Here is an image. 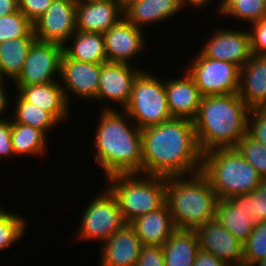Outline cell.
<instances>
[{"mask_svg":"<svg viewBox=\"0 0 266 266\" xmlns=\"http://www.w3.org/2000/svg\"><path fill=\"white\" fill-rule=\"evenodd\" d=\"M142 174L173 177L201 172L194 121L173 118L141 129Z\"/></svg>","mask_w":266,"mask_h":266,"instance_id":"obj_1","label":"cell"},{"mask_svg":"<svg viewBox=\"0 0 266 266\" xmlns=\"http://www.w3.org/2000/svg\"><path fill=\"white\" fill-rule=\"evenodd\" d=\"M107 105L103 104L95 128L94 162L102 167L105 178L120 174H142L141 129L132 124L133 121L124 110L119 111Z\"/></svg>","mask_w":266,"mask_h":266,"instance_id":"obj_2","label":"cell"},{"mask_svg":"<svg viewBox=\"0 0 266 266\" xmlns=\"http://www.w3.org/2000/svg\"><path fill=\"white\" fill-rule=\"evenodd\" d=\"M249 111L238 93L203 96L193 120L201 152L233 148L247 134Z\"/></svg>","mask_w":266,"mask_h":266,"instance_id":"obj_3","label":"cell"},{"mask_svg":"<svg viewBox=\"0 0 266 266\" xmlns=\"http://www.w3.org/2000/svg\"><path fill=\"white\" fill-rule=\"evenodd\" d=\"M219 199L201 173L166 177V201L176 229L195 230L215 219Z\"/></svg>","mask_w":266,"mask_h":266,"instance_id":"obj_4","label":"cell"},{"mask_svg":"<svg viewBox=\"0 0 266 266\" xmlns=\"http://www.w3.org/2000/svg\"><path fill=\"white\" fill-rule=\"evenodd\" d=\"M201 173L219 200L252 193L264 180L234 148H215L202 155Z\"/></svg>","mask_w":266,"mask_h":266,"instance_id":"obj_5","label":"cell"},{"mask_svg":"<svg viewBox=\"0 0 266 266\" xmlns=\"http://www.w3.org/2000/svg\"><path fill=\"white\" fill-rule=\"evenodd\" d=\"M105 185L117 199L123 219L136 217L161 208L166 201V177L145 174L112 175Z\"/></svg>","mask_w":266,"mask_h":266,"instance_id":"obj_6","label":"cell"},{"mask_svg":"<svg viewBox=\"0 0 266 266\" xmlns=\"http://www.w3.org/2000/svg\"><path fill=\"white\" fill-rule=\"evenodd\" d=\"M142 70L133 82L129 102L123 109L139 129L173 119L166 98L165 81Z\"/></svg>","mask_w":266,"mask_h":266,"instance_id":"obj_7","label":"cell"},{"mask_svg":"<svg viewBox=\"0 0 266 266\" xmlns=\"http://www.w3.org/2000/svg\"><path fill=\"white\" fill-rule=\"evenodd\" d=\"M104 187L102 192L100 190L101 194H97L84 208L77 232L78 240H97L102 244L126 224L117 199Z\"/></svg>","mask_w":266,"mask_h":266,"instance_id":"obj_8","label":"cell"},{"mask_svg":"<svg viewBox=\"0 0 266 266\" xmlns=\"http://www.w3.org/2000/svg\"><path fill=\"white\" fill-rule=\"evenodd\" d=\"M191 60L184 70L194 79L203 96L238 93L239 66L205 57L199 51Z\"/></svg>","mask_w":266,"mask_h":266,"instance_id":"obj_9","label":"cell"},{"mask_svg":"<svg viewBox=\"0 0 266 266\" xmlns=\"http://www.w3.org/2000/svg\"><path fill=\"white\" fill-rule=\"evenodd\" d=\"M62 56V45L36 40L31 45L22 70L13 83L15 86H27L59 81Z\"/></svg>","mask_w":266,"mask_h":266,"instance_id":"obj_10","label":"cell"},{"mask_svg":"<svg viewBox=\"0 0 266 266\" xmlns=\"http://www.w3.org/2000/svg\"><path fill=\"white\" fill-rule=\"evenodd\" d=\"M74 0H53L47 10L33 23L38 41L65 45L76 32Z\"/></svg>","mask_w":266,"mask_h":266,"instance_id":"obj_11","label":"cell"},{"mask_svg":"<svg viewBox=\"0 0 266 266\" xmlns=\"http://www.w3.org/2000/svg\"><path fill=\"white\" fill-rule=\"evenodd\" d=\"M101 69L102 63L72 60L63 53L59 81L69 106L72 95L81 101H96Z\"/></svg>","mask_w":266,"mask_h":266,"instance_id":"obj_12","label":"cell"},{"mask_svg":"<svg viewBox=\"0 0 266 266\" xmlns=\"http://www.w3.org/2000/svg\"><path fill=\"white\" fill-rule=\"evenodd\" d=\"M247 31V32H246ZM199 52L208 58L226 61L242 68L251 58V43L249 29L215 28Z\"/></svg>","mask_w":266,"mask_h":266,"instance_id":"obj_13","label":"cell"},{"mask_svg":"<svg viewBox=\"0 0 266 266\" xmlns=\"http://www.w3.org/2000/svg\"><path fill=\"white\" fill-rule=\"evenodd\" d=\"M141 71V67L130 64L102 63L96 101H111L112 104L121 105L123 110L129 102L133 82Z\"/></svg>","mask_w":266,"mask_h":266,"instance_id":"obj_14","label":"cell"},{"mask_svg":"<svg viewBox=\"0 0 266 266\" xmlns=\"http://www.w3.org/2000/svg\"><path fill=\"white\" fill-rule=\"evenodd\" d=\"M108 62L132 65V60L143 53L146 35L125 17L103 33Z\"/></svg>","mask_w":266,"mask_h":266,"instance_id":"obj_15","label":"cell"},{"mask_svg":"<svg viewBox=\"0 0 266 266\" xmlns=\"http://www.w3.org/2000/svg\"><path fill=\"white\" fill-rule=\"evenodd\" d=\"M199 249L212 253L228 266H243V244L216 219L195 229Z\"/></svg>","mask_w":266,"mask_h":266,"instance_id":"obj_16","label":"cell"},{"mask_svg":"<svg viewBox=\"0 0 266 266\" xmlns=\"http://www.w3.org/2000/svg\"><path fill=\"white\" fill-rule=\"evenodd\" d=\"M100 246L99 266H136L143 245L134 228L126 223Z\"/></svg>","mask_w":266,"mask_h":266,"instance_id":"obj_17","label":"cell"},{"mask_svg":"<svg viewBox=\"0 0 266 266\" xmlns=\"http://www.w3.org/2000/svg\"><path fill=\"white\" fill-rule=\"evenodd\" d=\"M184 77H183V76ZM181 78H165L168 107L173 118L194 120L198 114L203 95L194 79L186 71Z\"/></svg>","mask_w":266,"mask_h":266,"instance_id":"obj_18","label":"cell"},{"mask_svg":"<svg viewBox=\"0 0 266 266\" xmlns=\"http://www.w3.org/2000/svg\"><path fill=\"white\" fill-rule=\"evenodd\" d=\"M124 17V11L115 0L76 4V31L107 32Z\"/></svg>","mask_w":266,"mask_h":266,"instance_id":"obj_19","label":"cell"},{"mask_svg":"<svg viewBox=\"0 0 266 266\" xmlns=\"http://www.w3.org/2000/svg\"><path fill=\"white\" fill-rule=\"evenodd\" d=\"M239 97L249 108L266 107V55H254L240 70Z\"/></svg>","mask_w":266,"mask_h":266,"instance_id":"obj_20","label":"cell"},{"mask_svg":"<svg viewBox=\"0 0 266 266\" xmlns=\"http://www.w3.org/2000/svg\"><path fill=\"white\" fill-rule=\"evenodd\" d=\"M16 92L27 102L50 112L60 123L70 115L69 104L59 81L48 84L14 86Z\"/></svg>","mask_w":266,"mask_h":266,"instance_id":"obj_21","label":"cell"},{"mask_svg":"<svg viewBox=\"0 0 266 266\" xmlns=\"http://www.w3.org/2000/svg\"><path fill=\"white\" fill-rule=\"evenodd\" d=\"M129 224L145 246L162 247L176 230L166 203L156 211L136 217Z\"/></svg>","mask_w":266,"mask_h":266,"instance_id":"obj_22","label":"cell"},{"mask_svg":"<svg viewBox=\"0 0 266 266\" xmlns=\"http://www.w3.org/2000/svg\"><path fill=\"white\" fill-rule=\"evenodd\" d=\"M183 9L180 0H139L124 11V17L135 27L144 30V25L161 24Z\"/></svg>","mask_w":266,"mask_h":266,"instance_id":"obj_23","label":"cell"},{"mask_svg":"<svg viewBox=\"0 0 266 266\" xmlns=\"http://www.w3.org/2000/svg\"><path fill=\"white\" fill-rule=\"evenodd\" d=\"M63 53L72 60L96 64L108 62L101 33L76 31L63 45Z\"/></svg>","mask_w":266,"mask_h":266,"instance_id":"obj_24","label":"cell"},{"mask_svg":"<svg viewBox=\"0 0 266 266\" xmlns=\"http://www.w3.org/2000/svg\"><path fill=\"white\" fill-rule=\"evenodd\" d=\"M165 266H193L199 250L195 230L176 229L162 246Z\"/></svg>","mask_w":266,"mask_h":266,"instance_id":"obj_25","label":"cell"},{"mask_svg":"<svg viewBox=\"0 0 266 266\" xmlns=\"http://www.w3.org/2000/svg\"><path fill=\"white\" fill-rule=\"evenodd\" d=\"M36 37L10 39L0 43V77L13 82L20 74ZM10 78V79H9Z\"/></svg>","mask_w":266,"mask_h":266,"instance_id":"obj_26","label":"cell"},{"mask_svg":"<svg viewBox=\"0 0 266 266\" xmlns=\"http://www.w3.org/2000/svg\"><path fill=\"white\" fill-rule=\"evenodd\" d=\"M48 135L30 125L16 123L11 118V141L14 157L43 155L48 149Z\"/></svg>","mask_w":266,"mask_h":266,"instance_id":"obj_27","label":"cell"},{"mask_svg":"<svg viewBox=\"0 0 266 266\" xmlns=\"http://www.w3.org/2000/svg\"><path fill=\"white\" fill-rule=\"evenodd\" d=\"M215 219L242 244L249 238L255 225L251 216L229 199L218 201Z\"/></svg>","mask_w":266,"mask_h":266,"instance_id":"obj_28","label":"cell"},{"mask_svg":"<svg viewBox=\"0 0 266 266\" xmlns=\"http://www.w3.org/2000/svg\"><path fill=\"white\" fill-rule=\"evenodd\" d=\"M15 101L11 118L19 124L30 125L42 130L46 135L60 122L48 111L25 101L17 92L13 93Z\"/></svg>","mask_w":266,"mask_h":266,"instance_id":"obj_29","label":"cell"},{"mask_svg":"<svg viewBox=\"0 0 266 266\" xmlns=\"http://www.w3.org/2000/svg\"><path fill=\"white\" fill-rule=\"evenodd\" d=\"M218 4V14L242 23L252 24L266 18V0H221Z\"/></svg>","mask_w":266,"mask_h":266,"instance_id":"obj_30","label":"cell"},{"mask_svg":"<svg viewBox=\"0 0 266 266\" xmlns=\"http://www.w3.org/2000/svg\"><path fill=\"white\" fill-rule=\"evenodd\" d=\"M26 219L20 214L4 210L0 206V252L21 241L26 233Z\"/></svg>","mask_w":266,"mask_h":266,"instance_id":"obj_31","label":"cell"},{"mask_svg":"<svg viewBox=\"0 0 266 266\" xmlns=\"http://www.w3.org/2000/svg\"><path fill=\"white\" fill-rule=\"evenodd\" d=\"M23 37H35V34L33 23L20 10L0 17V43Z\"/></svg>","mask_w":266,"mask_h":266,"instance_id":"obj_32","label":"cell"},{"mask_svg":"<svg viewBox=\"0 0 266 266\" xmlns=\"http://www.w3.org/2000/svg\"><path fill=\"white\" fill-rule=\"evenodd\" d=\"M266 257V221L255 223L253 232L243 244V266H253Z\"/></svg>","mask_w":266,"mask_h":266,"instance_id":"obj_33","label":"cell"},{"mask_svg":"<svg viewBox=\"0 0 266 266\" xmlns=\"http://www.w3.org/2000/svg\"><path fill=\"white\" fill-rule=\"evenodd\" d=\"M257 172L266 179V146L247 134L233 147Z\"/></svg>","mask_w":266,"mask_h":266,"instance_id":"obj_34","label":"cell"},{"mask_svg":"<svg viewBox=\"0 0 266 266\" xmlns=\"http://www.w3.org/2000/svg\"><path fill=\"white\" fill-rule=\"evenodd\" d=\"M247 135L266 146V107L250 108Z\"/></svg>","mask_w":266,"mask_h":266,"instance_id":"obj_35","label":"cell"},{"mask_svg":"<svg viewBox=\"0 0 266 266\" xmlns=\"http://www.w3.org/2000/svg\"><path fill=\"white\" fill-rule=\"evenodd\" d=\"M249 207L251 218L255 223L266 221V179L249 193Z\"/></svg>","mask_w":266,"mask_h":266,"instance_id":"obj_36","label":"cell"},{"mask_svg":"<svg viewBox=\"0 0 266 266\" xmlns=\"http://www.w3.org/2000/svg\"><path fill=\"white\" fill-rule=\"evenodd\" d=\"M251 52L254 55H266V18L250 24Z\"/></svg>","mask_w":266,"mask_h":266,"instance_id":"obj_37","label":"cell"},{"mask_svg":"<svg viewBox=\"0 0 266 266\" xmlns=\"http://www.w3.org/2000/svg\"><path fill=\"white\" fill-rule=\"evenodd\" d=\"M136 266H165L163 248L143 245Z\"/></svg>","mask_w":266,"mask_h":266,"instance_id":"obj_38","label":"cell"},{"mask_svg":"<svg viewBox=\"0 0 266 266\" xmlns=\"http://www.w3.org/2000/svg\"><path fill=\"white\" fill-rule=\"evenodd\" d=\"M19 10L34 23L51 5L53 0H18Z\"/></svg>","mask_w":266,"mask_h":266,"instance_id":"obj_39","label":"cell"},{"mask_svg":"<svg viewBox=\"0 0 266 266\" xmlns=\"http://www.w3.org/2000/svg\"><path fill=\"white\" fill-rule=\"evenodd\" d=\"M14 156L11 141V117L0 120V160Z\"/></svg>","mask_w":266,"mask_h":266,"instance_id":"obj_40","label":"cell"},{"mask_svg":"<svg viewBox=\"0 0 266 266\" xmlns=\"http://www.w3.org/2000/svg\"><path fill=\"white\" fill-rule=\"evenodd\" d=\"M193 266H228L226 263L217 259L212 253L198 250Z\"/></svg>","mask_w":266,"mask_h":266,"instance_id":"obj_41","label":"cell"},{"mask_svg":"<svg viewBox=\"0 0 266 266\" xmlns=\"http://www.w3.org/2000/svg\"><path fill=\"white\" fill-rule=\"evenodd\" d=\"M4 81H7L5 79H2L0 77V120L5 119L6 117L3 115L5 113H7V111H9V106L11 105V103L9 104V101L11 102L10 99H8V93L5 91V86H7L5 84Z\"/></svg>","mask_w":266,"mask_h":266,"instance_id":"obj_42","label":"cell"},{"mask_svg":"<svg viewBox=\"0 0 266 266\" xmlns=\"http://www.w3.org/2000/svg\"><path fill=\"white\" fill-rule=\"evenodd\" d=\"M19 11L18 0H0V17Z\"/></svg>","mask_w":266,"mask_h":266,"instance_id":"obj_43","label":"cell"},{"mask_svg":"<svg viewBox=\"0 0 266 266\" xmlns=\"http://www.w3.org/2000/svg\"><path fill=\"white\" fill-rule=\"evenodd\" d=\"M236 207H239V209H243L248 213L249 216L252 215L250 213V207H249V194H239L231 197L229 199Z\"/></svg>","mask_w":266,"mask_h":266,"instance_id":"obj_44","label":"cell"},{"mask_svg":"<svg viewBox=\"0 0 266 266\" xmlns=\"http://www.w3.org/2000/svg\"><path fill=\"white\" fill-rule=\"evenodd\" d=\"M212 0H180L182 7L185 9L187 6L192 7V9H203L204 7L202 6H206L209 2H211ZM202 7V8H201Z\"/></svg>","mask_w":266,"mask_h":266,"instance_id":"obj_45","label":"cell"},{"mask_svg":"<svg viewBox=\"0 0 266 266\" xmlns=\"http://www.w3.org/2000/svg\"><path fill=\"white\" fill-rule=\"evenodd\" d=\"M120 8L125 11L128 7H130L133 3H136L139 0H115Z\"/></svg>","mask_w":266,"mask_h":266,"instance_id":"obj_46","label":"cell"},{"mask_svg":"<svg viewBox=\"0 0 266 266\" xmlns=\"http://www.w3.org/2000/svg\"><path fill=\"white\" fill-rule=\"evenodd\" d=\"M97 1H102V0H74L76 4H85V3H92V2H97Z\"/></svg>","mask_w":266,"mask_h":266,"instance_id":"obj_47","label":"cell"},{"mask_svg":"<svg viewBox=\"0 0 266 266\" xmlns=\"http://www.w3.org/2000/svg\"><path fill=\"white\" fill-rule=\"evenodd\" d=\"M253 266H266V257L259 262L255 263Z\"/></svg>","mask_w":266,"mask_h":266,"instance_id":"obj_48","label":"cell"}]
</instances>
